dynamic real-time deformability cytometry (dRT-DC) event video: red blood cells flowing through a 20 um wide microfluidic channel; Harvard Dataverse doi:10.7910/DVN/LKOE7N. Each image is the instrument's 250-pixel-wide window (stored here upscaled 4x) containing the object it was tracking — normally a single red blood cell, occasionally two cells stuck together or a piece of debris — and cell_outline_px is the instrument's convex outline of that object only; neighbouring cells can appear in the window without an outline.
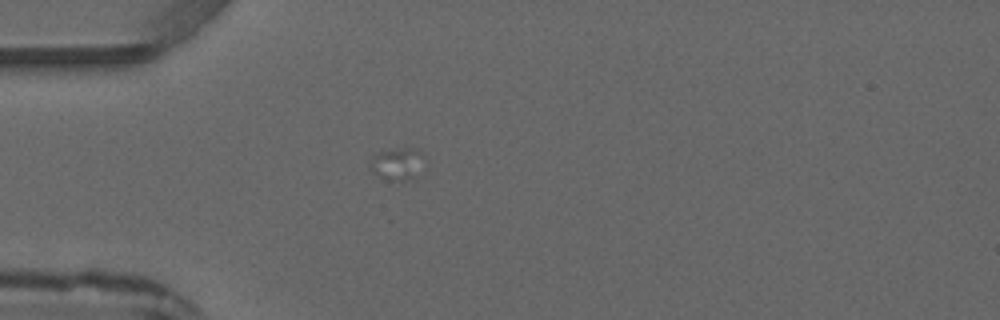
{"species": "common noctule bat (a hibernating species)", "species_latin": "Nyctalus noctula", "temperature_condition": "warm", "stored_images_in_passage": 1, "camera_frame_rate_fps": 3000, "um_per_image_px": 0.085, "animal": {"sex": "male", "forearm_length_mm": 52.5}, "frame": {"image": 1, "passage_image": 1, "time_ms": 0.0, "image_size_px": [1000, 320], "cell_outline_px": [[428, 160], [416, 180], [388, 180], [372, 172], [368, 164], [372, 156], [376, 152], [400, 148], [420, 148]], "centroid_in_image_um": [33.88, 13.92], "position_along_channel_um": 51.1, "area_um2": 10.98}}